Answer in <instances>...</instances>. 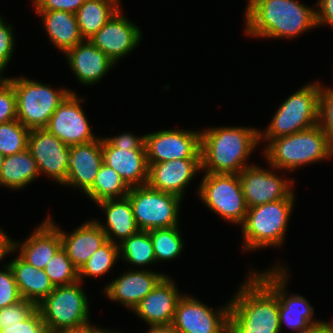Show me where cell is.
<instances>
[{"mask_svg": "<svg viewBox=\"0 0 333 333\" xmlns=\"http://www.w3.org/2000/svg\"><path fill=\"white\" fill-rule=\"evenodd\" d=\"M244 13V32L256 38L294 39L317 27L316 8L298 0H254Z\"/></svg>", "mask_w": 333, "mask_h": 333, "instance_id": "cell-1", "label": "cell"}, {"mask_svg": "<svg viewBox=\"0 0 333 333\" xmlns=\"http://www.w3.org/2000/svg\"><path fill=\"white\" fill-rule=\"evenodd\" d=\"M229 300L228 333H281L277 295L252 271Z\"/></svg>", "mask_w": 333, "mask_h": 333, "instance_id": "cell-2", "label": "cell"}, {"mask_svg": "<svg viewBox=\"0 0 333 333\" xmlns=\"http://www.w3.org/2000/svg\"><path fill=\"white\" fill-rule=\"evenodd\" d=\"M257 145L254 127H208L201 131V173L239 174Z\"/></svg>", "mask_w": 333, "mask_h": 333, "instance_id": "cell-3", "label": "cell"}, {"mask_svg": "<svg viewBox=\"0 0 333 333\" xmlns=\"http://www.w3.org/2000/svg\"><path fill=\"white\" fill-rule=\"evenodd\" d=\"M263 155L269 166L279 172L331 159L333 149L327 135L317 124L300 132L272 139Z\"/></svg>", "mask_w": 333, "mask_h": 333, "instance_id": "cell-4", "label": "cell"}, {"mask_svg": "<svg viewBox=\"0 0 333 333\" xmlns=\"http://www.w3.org/2000/svg\"><path fill=\"white\" fill-rule=\"evenodd\" d=\"M294 201L295 198H284L248 208L244 222L240 225L243 251L281 247L285 242L283 240Z\"/></svg>", "mask_w": 333, "mask_h": 333, "instance_id": "cell-5", "label": "cell"}, {"mask_svg": "<svg viewBox=\"0 0 333 333\" xmlns=\"http://www.w3.org/2000/svg\"><path fill=\"white\" fill-rule=\"evenodd\" d=\"M321 83L317 80L303 85L285 99L266 129L263 132L259 131V143L266 141L267 145L272 139L288 136L316 125Z\"/></svg>", "mask_w": 333, "mask_h": 333, "instance_id": "cell-6", "label": "cell"}, {"mask_svg": "<svg viewBox=\"0 0 333 333\" xmlns=\"http://www.w3.org/2000/svg\"><path fill=\"white\" fill-rule=\"evenodd\" d=\"M15 89L17 120L29 130L46 128L50 117L59 104L73 90L68 88L53 89L26 77H5Z\"/></svg>", "mask_w": 333, "mask_h": 333, "instance_id": "cell-7", "label": "cell"}, {"mask_svg": "<svg viewBox=\"0 0 333 333\" xmlns=\"http://www.w3.org/2000/svg\"><path fill=\"white\" fill-rule=\"evenodd\" d=\"M197 195L211 211L224 221L241 225L247 205L244 199L239 174L203 173Z\"/></svg>", "mask_w": 333, "mask_h": 333, "instance_id": "cell-8", "label": "cell"}, {"mask_svg": "<svg viewBox=\"0 0 333 333\" xmlns=\"http://www.w3.org/2000/svg\"><path fill=\"white\" fill-rule=\"evenodd\" d=\"M81 281L58 286L37 308L48 333L61 328L76 327L90 321V307Z\"/></svg>", "mask_w": 333, "mask_h": 333, "instance_id": "cell-9", "label": "cell"}, {"mask_svg": "<svg viewBox=\"0 0 333 333\" xmlns=\"http://www.w3.org/2000/svg\"><path fill=\"white\" fill-rule=\"evenodd\" d=\"M139 230L169 228L179 225L180 204L177 195L154 190L148 185L131 187L127 195Z\"/></svg>", "mask_w": 333, "mask_h": 333, "instance_id": "cell-10", "label": "cell"}, {"mask_svg": "<svg viewBox=\"0 0 333 333\" xmlns=\"http://www.w3.org/2000/svg\"><path fill=\"white\" fill-rule=\"evenodd\" d=\"M278 264V265H277ZM269 270H252L278 297L280 330L286 324L291 333L298 332L309 324L319 321L313 318L314 307L310 302L299 294L287 293V283L290 275L288 267L277 263ZM313 318V319H312Z\"/></svg>", "mask_w": 333, "mask_h": 333, "instance_id": "cell-11", "label": "cell"}, {"mask_svg": "<svg viewBox=\"0 0 333 333\" xmlns=\"http://www.w3.org/2000/svg\"><path fill=\"white\" fill-rule=\"evenodd\" d=\"M229 313V301L214 310L196 297L183 294L178 300L172 325L178 333H228Z\"/></svg>", "mask_w": 333, "mask_h": 333, "instance_id": "cell-12", "label": "cell"}, {"mask_svg": "<svg viewBox=\"0 0 333 333\" xmlns=\"http://www.w3.org/2000/svg\"><path fill=\"white\" fill-rule=\"evenodd\" d=\"M250 164L239 173V179L247 208L284 198H296L292 186L294 179L278 176L277 169L268 170L258 164ZM276 171H275V170Z\"/></svg>", "mask_w": 333, "mask_h": 333, "instance_id": "cell-13", "label": "cell"}, {"mask_svg": "<svg viewBox=\"0 0 333 333\" xmlns=\"http://www.w3.org/2000/svg\"><path fill=\"white\" fill-rule=\"evenodd\" d=\"M148 164L175 159H201V131L164 129L145 134Z\"/></svg>", "mask_w": 333, "mask_h": 333, "instance_id": "cell-14", "label": "cell"}, {"mask_svg": "<svg viewBox=\"0 0 333 333\" xmlns=\"http://www.w3.org/2000/svg\"><path fill=\"white\" fill-rule=\"evenodd\" d=\"M27 149L36 161L39 174L64 186L70 163V146L42 128L30 130Z\"/></svg>", "mask_w": 333, "mask_h": 333, "instance_id": "cell-15", "label": "cell"}, {"mask_svg": "<svg viewBox=\"0 0 333 333\" xmlns=\"http://www.w3.org/2000/svg\"><path fill=\"white\" fill-rule=\"evenodd\" d=\"M80 98L71 92L54 111L46 129L68 146L90 143L99 137L93 135Z\"/></svg>", "mask_w": 333, "mask_h": 333, "instance_id": "cell-16", "label": "cell"}, {"mask_svg": "<svg viewBox=\"0 0 333 333\" xmlns=\"http://www.w3.org/2000/svg\"><path fill=\"white\" fill-rule=\"evenodd\" d=\"M141 39L140 27L127 19L120 8L90 41L117 64L139 46Z\"/></svg>", "mask_w": 333, "mask_h": 333, "instance_id": "cell-17", "label": "cell"}, {"mask_svg": "<svg viewBox=\"0 0 333 333\" xmlns=\"http://www.w3.org/2000/svg\"><path fill=\"white\" fill-rule=\"evenodd\" d=\"M164 273L154 272L146 269H135L125 271L104 285L103 293L109 300L121 303L133 311L139 302L159 283L165 276Z\"/></svg>", "mask_w": 333, "mask_h": 333, "instance_id": "cell-18", "label": "cell"}, {"mask_svg": "<svg viewBox=\"0 0 333 333\" xmlns=\"http://www.w3.org/2000/svg\"><path fill=\"white\" fill-rule=\"evenodd\" d=\"M182 296L173 278L165 275L132 312L148 326L170 325L174 320L178 300Z\"/></svg>", "mask_w": 333, "mask_h": 333, "instance_id": "cell-19", "label": "cell"}, {"mask_svg": "<svg viewBox=\"0 0 333 333\" xmlns=\"http://www.w3.org/2000/svg\"><path fill=\"white\" fill-rule=\"evenodd\" d=\"M148 166L147 185L150 188L183 199L187 186L201 172V159H175Z\"/></svg>", "mask_w": 333, "mask_h": 333, "instance_id": "cell-20", "label": "cell"}, {"mask_svg": "<svg viewBox=\"0 0 333 333\" xmlns=\"http://www.w3.org/2000/svg\"><path fill=\"white\" fill-rule=\"evenodd\" d=\"M24 241L12 239L11 248L38 269L46 267L53 255L62 247L59 228L46 218Z\"/></svg>", "mask_w": 333, "mask_h": 333, "instance_id": "cell-21", "label": "cell"}, {"mask_svg": "<svg viewBox=\"0 0 333 333\" xmlns=\"http://www.w3.org/2000/svg\"><path fill=\"white\" fill-rule=\"evenodd\" d=\"M103 163L102 137L90 143L70 146V163L64 185L80 189L85 194L93 186Z\"/></svg>", "mask_w": 333, "mask_h": 333, "instance_id": "cell-22", "label": "cell"}, {"mask_svg": "<svg viewBox=\"0 0 333 333\" xmlns=\"http://www.w3.org/2000/svg\"><path fill=\"white\" fill-rule=\"evenodd\" d=\"M68 66L79 83L85 86L102 81L110 69L116 65L90 40H83L64 53Z\"/></svg>", "mask_w": 333, "mask_h": 333, "instance_id": "cell-23", "label": "cell"}, {"mask_svg": "<svg viewBox=\"0 0 333 333\" xmlns=\"http://www.w3.org/2000/svg\"><path fill=\"white\" fill-rule=\"evenodd\" d=\"M102 151L104 163L117 171L130 188L147 185L149 166L146 150L116 148L102 137Z\"/></svg>", "mask_w": 333, "mask_h": 333, "instance_id": "cell-24", "label": "cell"}, {"mask_svg": "<svg viewBox=\"0 0 333 333\" xmlns=\"http://www.w3.org/2000/svg\"><path fill=\"white\" fill-rule=\"evenodd\" d=\"M47 218L59 228L62 248L78 270L107 241L106 234L93 219L84 221V224L67 234L54 223L49 214Z\"/></svg>", "mask_w": 333, "mask_h": 333, "instance_id": "cell-25", "label": "cell"}, {"mask_svg": "<svg viewBox=\"0 0 333 333\" xmlns=\"http://www.w3.org/2000/svg\"><path fill=\"white\" fill-rule=\"evenodd\" d=\"M96 204L102 208L103 214L105 213L106 225L97 219L93 220L104 231L107 240L119 245L139 231L128 197L103 200Z\"/></svg>", "mask_w": 333, "mask_h": 333, "instance_id": "cell-26", "label": "cell"}, {"mask_svg": "<svg viewBox=\"0 0 333 333\" xmlns=\"http://www.w3.org/2000/svg\"><path fill=\"white\" fill-rule=\"evenodd\" d=\"M8 264L23 299L37 306L54 290V285L43 269L28 264L20 256Z\"/></svg>", "mask_w": 333, "mask_h": 333, "instance_id": "cell-27", "label": "cell"}, {"mask_svg": "<svg viewBox=\"0 0 333 333\" xmlns=\"http://www.w3.org/2000/svg\"><path fill=\"white\" fill-rule=\"evenodd\" d=\"M41 16L44 30L51 44L63 54L82 42L76 14L65 11H36Z\"/></svg>", "mask_w": 333, "mask_h": 333, "instance_id": "cell-28", "label": "cell"}, {"mask_svg": "<svg viewBox=\"0 0 333 333\" xmlns=\"http://www.w3.org/2000/svg\"><path fill=\"white\" fill-rule=\"evenodd\" d=\"M36 161L30 151L5 156L0 169V185L12 191L22 190L39 177Z\"/></svg>", "mask_w": 333, "mask_h": 333, "instance_id": "cell-29", "label": "cell"}, {"mask_svg": "<svg viewBox=\"0 0 333 333\" xmlns=\"http://www.w3.org/2000/svg\"><path fill=\"white\" fill-rule=\"evenodd\" d=\"M120 8V0H86L75 13L82 38L90 40Z\"/></svg>", "mask_w": 333, "mask_h": 333, "instance_id": "cell-30", "label": "cell"}, {"mask_svg": "<svg viewBox=\"0 0 333 333\" xmlns=\"http://www.w3.org/2000/svg\"><path fill=\"white\" fill-rule=\"evenodd\" d=\"M130 187L122 177L103 163L98 171L93 186L85 193L95 204L103 200L127 197Z\"/></svg>", "mask_w": 333, "mask_h": 333, "instance_id": "cell-31", "label": "cell"}, {"mask_svg": "<svg viewBox=\"0 0 333 333\" xmlns=\"http://www.w3.org/2000/svg\"><path fill=\"white\" fill-rule=\"evenodd\" d=\"M120 260L135 266H149L156 263L149 231L139 230L119 244Z\"/></svg>", "mask_w": 333, "mask_h": 333, "instance_id": "cell-32", "label": "cell"}, {"mask_svg": "<svg viewBox=\"0 0 333 333\" xmlns=\"http://www.w3.org/2000/svg\"><path fill=\"white\" fill-rule=\"evenodd\" d=\"M149 234L156 263L176 259L185 248L179 226L153 229L149 231Z\"/></svg>", "mask_w": 333, "mask_h": 333, "instance_id": "cell-33", "label": "cell"}, {"mask_svg": "<svg viewBox=\"0 0 333 333\" xmlns=\"http://www.w3.org/2000/svg\"><path fill=\"white\" fill-rule=\"evenodd\" d=\"M119 259V245L107 240L81 267L79 270V281L83 283L84 277L96 278L104 276Z\"/></svg>", "mask_w": 333, "mask_h": 333, "instance_id": "cell-34", "label": "cell"}, {"mask_svg": "<svg viewBox=\"0 0 333 333\" xmlns=\"http://www.w3.org/2000/svg\"><path fill=\"white\" fill-rule=\"evenodd\" d=\"M54 287L71 285L79 281V270L61 247L44 268Z\"/></svg>", "mask_w": 333, "mask_h": 333, "instance_id": "cell-35", "label": "cell"}, {"mask_svg": "<svg viewBox=\"0 0 333 333\" xmlns=\"http://www.w3.org/2000/svg\"><path fill=\"white\" fill-rule=\"evenodd\" d=\"M29 132L17 119L0 124V153L5 157L25 151Z\"/></svg>", "mask_w": 333, "mask_h": 333, "instance_id": "cell-36", "label": "cell"}, {"mask_svg": "<svg viewBox=\"0 0 333 333\" xmlns=\"http://www.w3.org/2000/svg\"><path fill=\"white\" fill-rule=\"evenodd\" d=\"M317 125L327 135L330 147L333 149V91L324 85L319 91Z\"/></svg>", "mask_w": 333, "mask_h": 333, "instance_id": "cell-37", "label": "cell"}, {"mask_svg": "<svg viewBox=\"0 0 333 333\" xmlns=\"http://www.w3.org/2000/svg\"><path fill=\"white\" fill-rule=\"evenodd\" d=\"M17 104L14 86L0 76V124L17 119Z\"/></svg>", "mask_w": 333, "mask_h": 333, "instance_id": "cell-38", "label": "cell"}, {"mask_svg": "<svg viewBox=\"0 0 333 333\" xmlns=\"http://www.w3.org/2000/svg\"><path fill=\"white\" fill-rule=\"evenodd\" d=\"M22 299L9 264H4V270H0V308L13 305Z\"/></svg>", "mask_w": 333, "mask_h": 333, "instance_id": "cell-39", "label": "cell"}, {"mask_svg": "<svg viewBox=\"0 0 333 333\" xmlns=\"http://www.w3.org/2000/svg\"><path fill=\"white\" fill-rule=\"evenodd\" d=\"M36 308L34 303L25 299L0 308V331L4 329V326L18 324L19 321L25 320Z\"/></svg>", "mask_w": 333, "mask_h": 333, "instance_id": "cell-40", "label": "cell"}, {"mask_svg": "<svg viewBox=\"0 0 333 333\" xmlns=\"http://www.w3.org/2000/svg\"><path fill=\"white\" fill-rule=\"evenodd\" d=\"M15 36L11 24L5 22L0 14V75L4 73L15 49ZM3 72V73H2Z\"/></svg>", "mask_w": 333, "mask_h": 333, "instance_id": "cell-41", "label": "cell"}, {"mask_svg": "<svg viewBox=\"0 0 333 333\" xmlns=\"http://www.w3.org/2000/svg\"><path fill=\"white\" fill-rule=\"evenodd\" d=\"M0 333H48L42 316L36 308L25 320L18 324L4 326Z\"/></svg>", "mask_w": 333, "mask_h": 333, "instance_id": "cell-42", "label": "cell"}, {"mask_svg": "<svg viewBox=\"0 0 333 333\" xmlns=\"http://www.w3.org/2000/svg\"><path fill=\"white\" fill-rule=\"evenodd\" d=\"M35 11H65L75 14L86 0H31Z\"/></svg>", "mask_w": 333, "mask_h": 333, "instance_id": "cell-43", "label": "cell"}, {"mask_svg": "<svg viewBox=\"0 0 333 333\" xmlns=\"http://www.w3.org/2000/svg\"><path fill=\"white\" fill-rule=\"evenodd\" d=\"M113 147L130 148V150H146L145 135L135 136L131 132H123L113 137H104Z\"/></svg>", "mask_w": 333, "mask_h": 333, "instance_id": "cell-44", "label": "cell"}, {"mask_svg": "<svg viewBox=\"0 0 333 333\" xmlns=\"http://www.w3.org/2000/svg\"><path fill=\"white\" fill-rule=\"evenodd\" d=\"M316 6L317 27L328 25L333 29V0H318Z\"/></svg>", "mask_w": 333, "mask_h": 333, "instance_id": "cell-45", "label": "cell"}, {"mask_svg": "<svg viewBox=\"0 0 333 333\" xmlns=\"http://www.w3.org/2000/svg\"><path fill=\"white\" fill-rule=\"evenodd\" d=\"M295 333H333V322L319 320Z\"/></svg>", "mask_w": 333, "mask_h": 333, "instance_id": "cell-46", "label": "cell"}, {"mask_svg": "<svg viewBox=\"0 0 333 333\" xmlns=\"http://www.w3.org/2000/svg\"><path fill=\"white\" fill-rule=\"evenodd\" d=\"M99 326L93 325L90 321L76 327L61 328L49 333H94Z\"/></svg>", "mask_w": 333, "mask_h": 333, "instance_id": "cell-47", "label": "cell"}, {"mask_svg": "<svg viewBox=\"0 0 333 333\" xmlns=\"http://www.w3.org/2000/svg\"><path fill=\"white\" fill-rule=\"evenodd\" d=\"M11 241L12 238L0 228V261L8 256V254L14 253V250L11 248Z\"/></svg>", "mask_w": 333, "mask_h": 333, "instance_id": "cell-48", "label": "cell"}, {"mask_svg": "<svg viewBox=\"0 0 333 333\" xmlns=\"http://www.w3.org/2000/svg\"><path fill=\"white\" fill-rule=\"evenodd\" d=\"M146 333H178L172 324L170 325H149Z\"/></svg>", "mask_w": 333, "mask_h": 333, "instance_id": "cell-49", "label": "cell"}, {"mask_svg": "<svg viewBox=\"0 0 333 333\" xmlns=\"http://www.w3.org/2000/svg\"><path fill=\"white\" fill-rule=\"evenodd\" d=\"M94 333H119V332L113 331V329L109 330L108 328L103 329L102 327H99Z\"/></svg>", "mask_w": 333, "mask_h": 333, "instance_id": "cell-50", "label": "cell"}, {"mask_svg": "<svg viewBox=\"0 0 333 333\" xmlns=\"http://www.w3.org/2000/svg\"><path fill=\"white\" fill-rule=\"evenodd\" d=\"M4 156L0 153V169L3 164Z\"/></svg>", "mask_w": 333, "mask_h": 333, "instance_id": "cell-51", "label": "cell"}, {"mask_svg": "<svg viewBox=\"0 0 333 333\" xmlns=\"http://www.w3.org/2000/svg\"><path fill=\"white\" fill-rule=\"evenodd\" d=\"M253 1L254 0H249L246 7H248Z\"/></svg>", "mask_w": 333, "mask_h": 333, "instance_id": "cell-52", "label": "cell"}]
</instances>
